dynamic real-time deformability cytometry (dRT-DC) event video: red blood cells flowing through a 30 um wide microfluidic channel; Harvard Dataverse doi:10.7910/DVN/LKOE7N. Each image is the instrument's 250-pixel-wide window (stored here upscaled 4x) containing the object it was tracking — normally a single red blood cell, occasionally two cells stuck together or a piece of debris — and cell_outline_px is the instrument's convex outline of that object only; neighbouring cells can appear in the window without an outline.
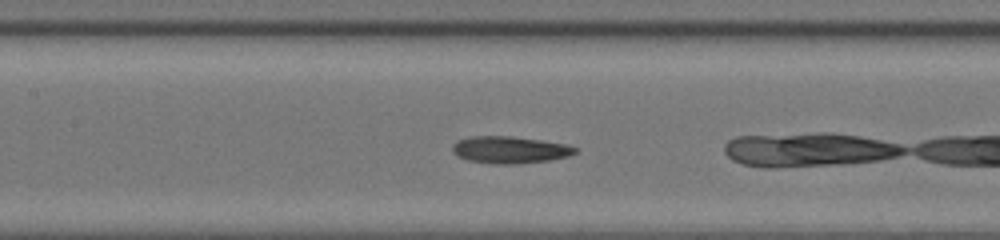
{"species": "common noctule bat (a hibernating species)", "species_latin": "Nyctalus noctula", "temperature_condition": "room temperature", "stored_images_in_passage": 17, "camera_frame_rate_fps": 3000, "um_per_image_px": 0.085, "animal": {"sex": "female", "body_mass_g": 20.0, "forearm_length_mm": 54.0}, "frame": {"image": 1, "passage_image": 12, "time_ms": 3.667, "image_size_px": [1000, 240], "cell_outline_px": [[576, 152], [568, 156], [548, 160], [512, 164], [496, 164], [468, 160], [456, 156], [452, 152], [452, 144], [456, 140], [468, 136], [512, 136], [540, 140], [564, 144], [576, 148]], "centroid_in_image_um": [43.24, 12.72], "position_along_channel_um": 164.2, "area_um2": 19.25}}